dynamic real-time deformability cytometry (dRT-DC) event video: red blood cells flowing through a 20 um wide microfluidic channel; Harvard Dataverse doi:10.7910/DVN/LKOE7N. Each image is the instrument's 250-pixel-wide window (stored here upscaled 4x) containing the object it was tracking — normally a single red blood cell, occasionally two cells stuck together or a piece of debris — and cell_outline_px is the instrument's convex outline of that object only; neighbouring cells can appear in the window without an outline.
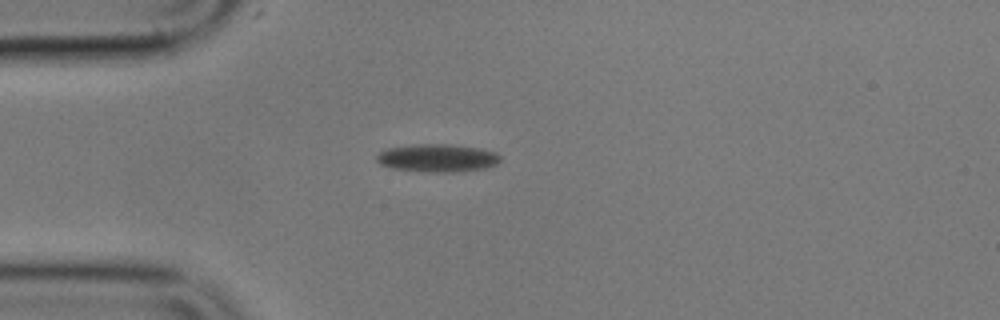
{"species": "common noctule bat (a hibernating species)", "species_latin": "Nyctalus noctula", "temperature_condition": "cold", "stored_images_in_passage": 8, "camera_frame_rate_fps": 3000, "um_per_image_px": 0.085, "animal": {"sex": "male", "body_mass_g": 17.9}, "frame": {"image": 1, "passage_image": 5, "time_ms": 4.667, "image_size_px": [1000, 320], "cell_outline_px": [[500, 160], [496, 164], [484, 168], [452, 172], [432, 172], [392, 168], [380, 164], [376, 160], [376, 156], [380, 152], [388, 148], [416, 144], [448, 144], [480, 148], [496, 152], [500, 156]], "centroid_in_image_um": [37.18, 13.42], "position_along_channel_um": 47.8, "area_um2": 19.94}}
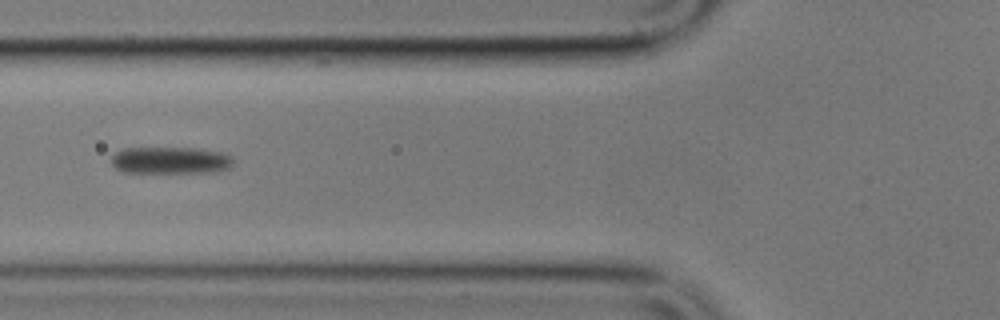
{"frame": {"image": 2, "passage_image": 7, "time_ms": 7.0, "image_size_px": [1000, 320], "cell_outline_px": [[232, 168], [216, 172], [124, 172], [116, 168], [112, 164], [112, 156], [116, 152], [124, 148], [196, 148], [220, 152], [232, 156]], "centroid_in_image_um": [14.52, 13.63], "position_along_channel_um": 111.3, "area_um2": 19.13}}
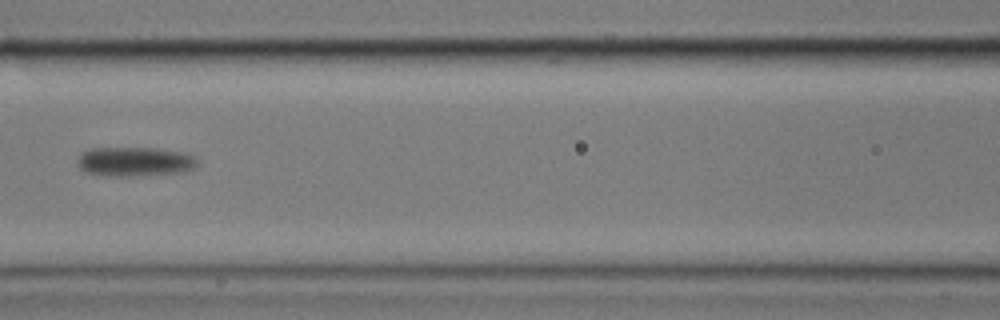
{"frame": {"image": 3, "passage_image": 8, "time_ms": 8.333, "image_size_px": [1000, 320], "cell_outline_px": [[200, 164], [196, 168], [184, 172], [132, 176], [108, 176], [88, 172], [80, 168], [76, 164], [76, 160], [80, 152], [88, 148], [152, 148], [184, 152], [196, 156]], "centroid_in_image_um": [11.48, 13.73], "position_along_channel_um": 155.1, "area_um2": 20.92}}